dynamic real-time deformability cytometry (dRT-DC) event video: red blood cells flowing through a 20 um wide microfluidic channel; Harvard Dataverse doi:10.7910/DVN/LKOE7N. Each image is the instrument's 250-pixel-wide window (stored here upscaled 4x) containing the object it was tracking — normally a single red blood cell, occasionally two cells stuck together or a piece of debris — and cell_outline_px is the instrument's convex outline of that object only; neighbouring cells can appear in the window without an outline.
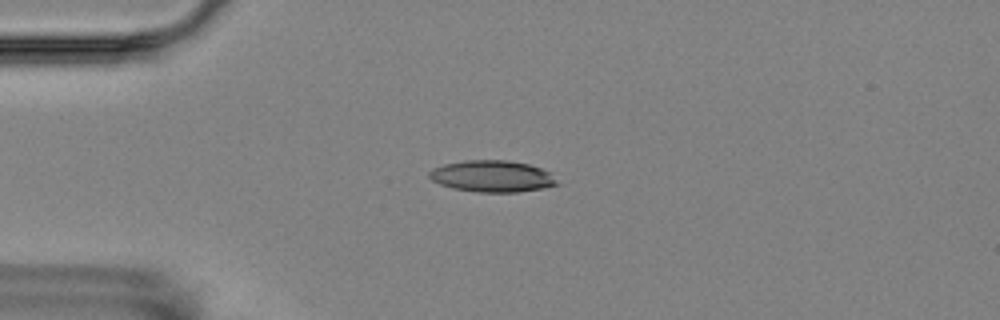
{"species": "Egyptian fruit bat (a non-hibernating species)", "species_latin": "Rousettus aegyptiacus", "temperature_condition": "room temperature", "stored_images_in_passage": 2, "camera_frame_rate_fps": 3000, "um_per_image_px": 0.085, "animal": {"sex": "female"}, "frame": {"image": 1, "passage_image": 1, "time_ms": 0.0, "image_size_px": [1000, 320], "cell_outline_px": [[560, 184], [540, 188], [516, 192], [476, 192], [452, 188], [440, 184], [432, 180], [428, 176], [428, 172], [432, 168], [444, 164], [468, 160], [508, 160], [528, 164], [552, 172]], "centroid_in_image_um": [41.84, 14.98], "position_along_channel_um": 43.2, "area_um2": 23.58}}